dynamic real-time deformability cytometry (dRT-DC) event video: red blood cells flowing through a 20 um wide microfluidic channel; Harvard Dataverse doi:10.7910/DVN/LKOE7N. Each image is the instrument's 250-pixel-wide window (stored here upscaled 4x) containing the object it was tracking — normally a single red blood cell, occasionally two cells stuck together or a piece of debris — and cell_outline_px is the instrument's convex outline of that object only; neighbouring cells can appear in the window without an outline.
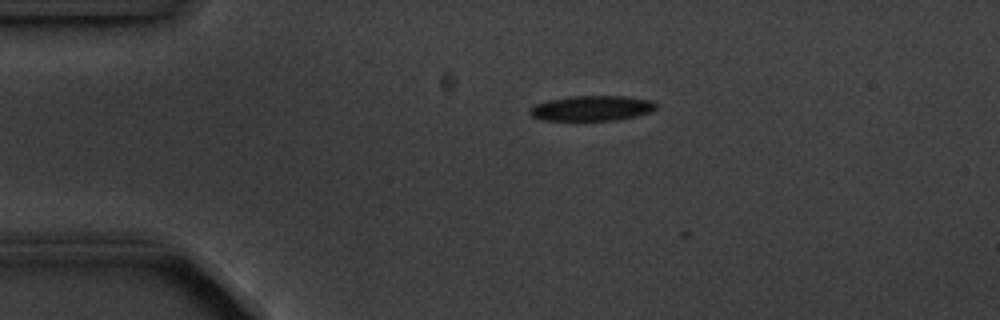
{"species": "common noctule bat (a hibernating species)", "species_latin": "Nyctalus noctula", "temperature_condition": "cold", "stored_images_in_passage": 7, "segment_of_instrument_passage": [1, 2], "camera_frame_rate_fps": 3000, "um_per_image_px": 0.085, "animal": {"sex": "male", "body_mass_g": 20.1, "forearm_length_mm": 53.5}, "frame": {"image": 1, "passage_image": 4, "time_ms": 3.333, "image_size_px": [1000, 320], "cell_outline_px": [[656, 108], [648, 112], [636, 116], [616, 120], [540, 120], [532, 116], [528, 112], [528, 108], [536, 104], [548, 100], [568, 96], [624, 96], [652, 100], [656, 104]], "centroid_in_image_um": [50.26, 9.19], "position_along_channel_um": 34.7, "area_um2": 18.55}}